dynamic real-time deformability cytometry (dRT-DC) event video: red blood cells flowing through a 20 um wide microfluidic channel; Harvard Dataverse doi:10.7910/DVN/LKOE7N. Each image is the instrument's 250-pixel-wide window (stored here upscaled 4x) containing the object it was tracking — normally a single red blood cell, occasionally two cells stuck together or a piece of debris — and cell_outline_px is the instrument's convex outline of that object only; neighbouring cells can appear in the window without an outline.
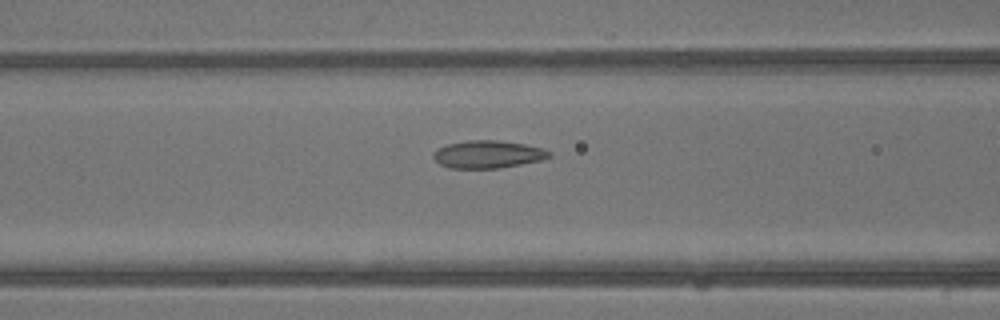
{"species": "common noctule bat (a hibernating species)", "species_latin": "Nyctalus noctula", "temperature_condition": "warm", "stored_images_in_passage": 41, "camera_frame_rate_fps": 3000, "um_per_image_px": 0.085, "animal": {"sex": "male", "body_mass_g": 13.3}, "frame": {"image": 1, "passage_image": 17, "time_ms": 5.333, "image_size_px": [1000, 320], "cell_outline_px": [[552, 156], [544, 160], [500, 168], [448, 168], [440, 164], [432, 156], [432, 152], [448, 144], [468, 140], [500, 140], [524, 144], [540, 148], [552, 152]], "centroid_in_image_um": [41.49, 13.12], "position_along_channel_um": 125.1, "area_um2": 18.73}}
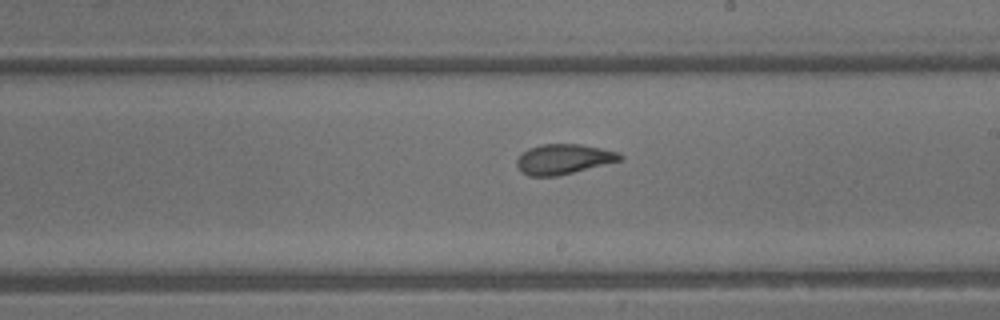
{"frame": {"image": 2, "passage_image": 24, "time_ms": 7.667, "image_size_px": [1000, 320], "cell_outline_px": [[624, 156], [620, 160], [556, 176], [528, 176], [520, 172], [516, 164], [516, 160], [528, 148], [540, 144], [580, 144], [600, 148], [616, 152]], "centroid_in_image_um": [47.83, 13.52], "position_along_channel_um": 241.2, "area_um2": 17.8}}
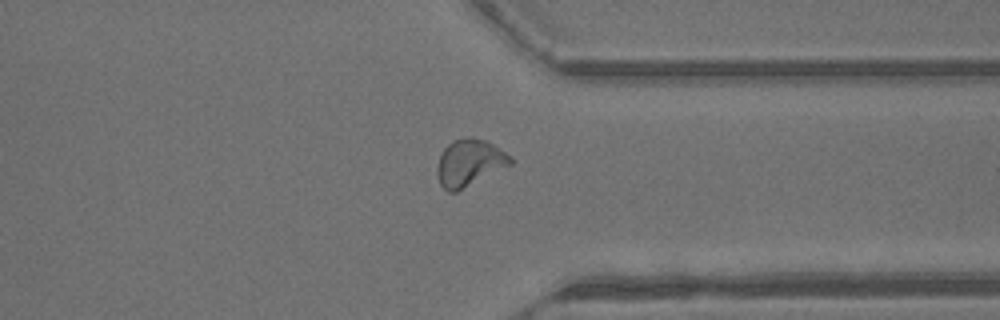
{"frame": {"image": 3, "passage_image": 32, "time_ms": 10.333, "image_size_px": [1000, 320], "cell_outline_px": [[512, 164], [456, 192], [448, 192], [440, 184], [436, 172], [436, 168], [440, 156], [444, 148], [452, 140], [472, 136], [484, 140], [492, 144], [512, 156]], "centroid_in_image_um": [39.89, 13.83], "position_along_channel_um": 371.5, "area_um2": 19.94}, "authors_computed_cell_mechanics": {"area_um2": 19.363, "velocity_mm_per_s": 4.9845, "shape_relaxation_time_tau1_ms": 7.0205, "shape_relaxation_time_tau2_ms": 1.3783, "deformation_change_tau1": 0.1943, "deformation_change_tau2": 0.062}}